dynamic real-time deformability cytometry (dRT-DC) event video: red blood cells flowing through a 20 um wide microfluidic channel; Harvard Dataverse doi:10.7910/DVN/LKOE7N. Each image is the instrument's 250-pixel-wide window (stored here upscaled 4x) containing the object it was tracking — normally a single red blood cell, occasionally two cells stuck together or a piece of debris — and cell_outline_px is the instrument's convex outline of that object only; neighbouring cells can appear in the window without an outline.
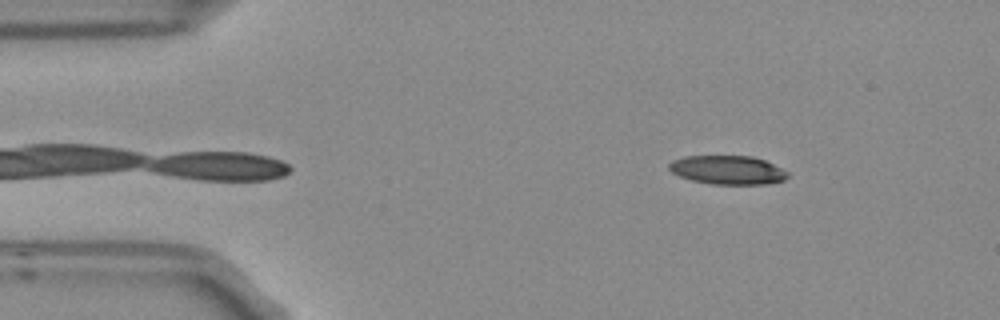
{"species": "Egyptian fruit bat (a non-hibernating species)", "species_latin": "Rousettus aegyptiacus", "temperature_condition": "room temperature", "stored_images_in_passage": 5, "camera_frame_rate_fps": 3000, "um_per_image_px": 0.085, "frame": {"image": 1, "passage_image": 3, "time_ms": 0.667, "image_size_px": [1000, 320], "cell_outline_px": [[788, 176], [784, 180], [764, 184], [712, 184], [692, 180], [680, 176], [672, 172], [668, 168], [668, 164], [672, 160], [684, 156], [752, 156], [764, 160], [788, 172]], "centroid_in_image_um": [61.82, 14.44], "position_along_channel_um": 23.2, "area_um2": 19.77}}